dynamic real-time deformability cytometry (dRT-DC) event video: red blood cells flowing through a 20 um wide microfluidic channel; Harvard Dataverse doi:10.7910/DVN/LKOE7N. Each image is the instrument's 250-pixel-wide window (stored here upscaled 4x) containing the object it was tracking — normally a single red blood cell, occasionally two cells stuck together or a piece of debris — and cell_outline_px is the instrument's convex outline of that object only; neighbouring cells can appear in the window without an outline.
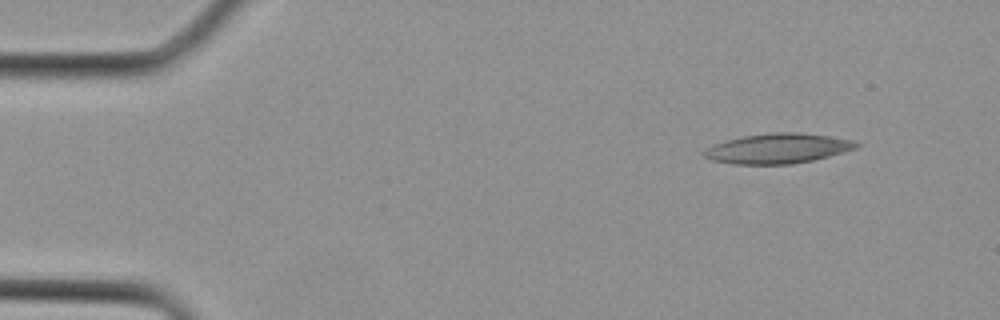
{"species": "Egyptian fruit bat (a non-hibernating species)", "species_latin": "Rousettus aegyptiacus", "temperature_condition": "cold", "stored_images_in_passage": 3, "camera_frame_rate_fps": 3000, "um_per_image_px": 0.085, "animal": {"sex": "female"}, "frame": {"image": 1, "passage_image": 1, "time_ms": 0.0, "image_size_px": [1000, 320], "cell_outline_px": [[860, 144], [856, 148], [844, 152], [812, 160], [792, 164], [732, 164], [712, 160], [704, 156], [700, 152], [704, 148], [712, 144], [724, 140], [744, 136], [772, 132], [800, 132], [856, 140]], "centroid_in_image_um": [66.07, 12.61], "position_along_channel_um": 18.9, "area_um2": 26.82}}
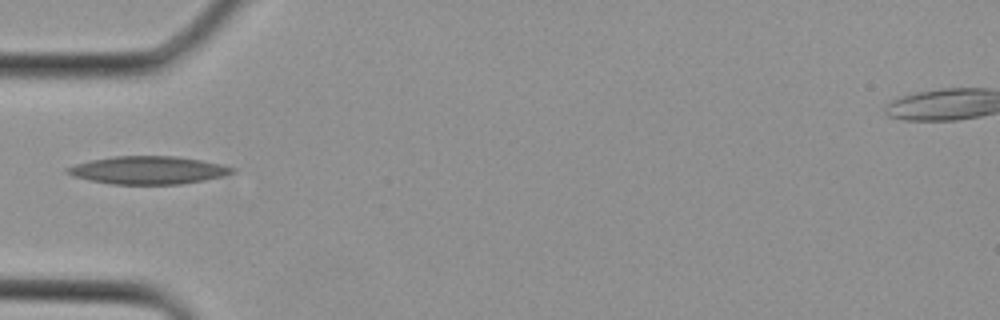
{"frame": {"image": 2, "passage_image": 3, "time_ms": 0.667, "image_size_px": [1000, 320], "cell_outline_px": [[236, 172], [224, 176], [204, 180], [180, 184], [112, 184], [88, 180], [72, 176], [64, 172], [64, 168], [76, 164], [92, 160], [112, 156], [176, 156], [200, 160], [220, 164], [236, 168]], "centroid_in_image_um": [12.58, 14.46], "position_along_channel_um": 72.4, "area_um2": 26.88}}